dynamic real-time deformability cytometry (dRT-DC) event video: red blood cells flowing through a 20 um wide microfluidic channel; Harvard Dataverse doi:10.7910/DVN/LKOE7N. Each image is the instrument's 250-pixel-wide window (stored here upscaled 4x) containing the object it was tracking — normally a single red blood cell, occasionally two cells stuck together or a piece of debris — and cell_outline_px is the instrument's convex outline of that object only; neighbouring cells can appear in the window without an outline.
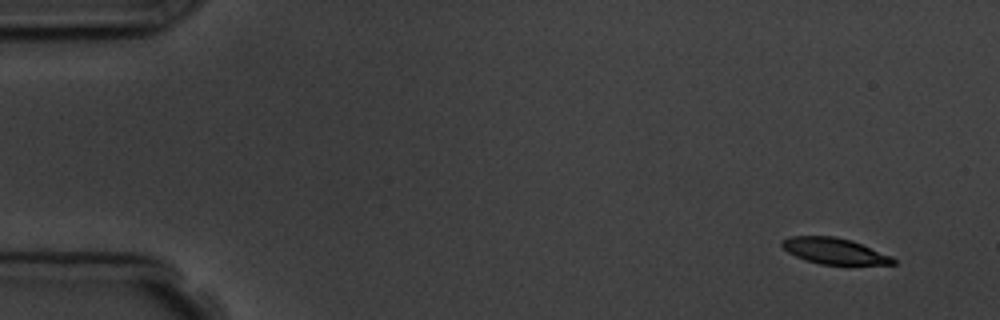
{"species": "common noctule bat (a hibernating species)", "species_latin": "Nyctalus noctula", "temperature_condition": "room temperature", "stored_images_in_passage": 5, "camera_frame_rate_fps": 3000, "um_per_image_px": 0.085, "animal": {"sex": "male", "body_mass_g": 19.5, "forearm_length_mm": 54.6}, "frame": {"image": 1, "passage_image": 1, "time_ms": 0.0, "image_size_px": [1000, 320], "cell_outline_px": [[896, 264], [820, 264], [804, 260], [788, 252], [780, 244], [780, 240], [788, 236], [836, 236], [852, 240], [892, 256], [896, 260]], "centroid_in_image_um": [70.89, 21.32], "position_along_channel_um": 14.1, "area_um2": 16.94}}